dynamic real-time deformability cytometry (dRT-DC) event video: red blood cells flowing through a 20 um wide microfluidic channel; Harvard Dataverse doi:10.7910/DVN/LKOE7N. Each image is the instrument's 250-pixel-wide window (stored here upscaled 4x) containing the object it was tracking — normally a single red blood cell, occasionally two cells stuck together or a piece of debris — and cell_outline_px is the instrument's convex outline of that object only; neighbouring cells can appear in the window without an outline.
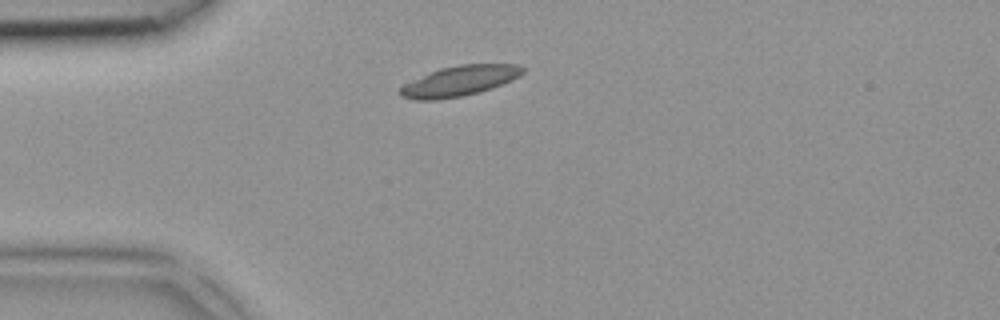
{"species": "common noctule bat (a hibernating species)", "species_latin": "Nyctalus noctula", "temperature_condition": "room temperature", "stored_images_in_passage": 4, "camera_frame_rate_fps": 3000, "um_per_image_px": 0.085, "animal": {"sex": "female", "body_mass_g": 18.4}, "frame": {"image": 1, "passage_image": 4, "time_ms": 1.0, "image_size_px": [1000, 320], "cell_outline_px": [[524, 72], [520, 76], [512, 80], [480, 92], [464, 96], [436, 100], [416, 100], [400, 96], [400, 88], [404, 84], [440, 68], [460, 64], [520, 64], [524, 68]], "centroid_in_image_um": [39.09, 6.88], "position_along_channel_um": 45.9, "area_um2": 21.56}}